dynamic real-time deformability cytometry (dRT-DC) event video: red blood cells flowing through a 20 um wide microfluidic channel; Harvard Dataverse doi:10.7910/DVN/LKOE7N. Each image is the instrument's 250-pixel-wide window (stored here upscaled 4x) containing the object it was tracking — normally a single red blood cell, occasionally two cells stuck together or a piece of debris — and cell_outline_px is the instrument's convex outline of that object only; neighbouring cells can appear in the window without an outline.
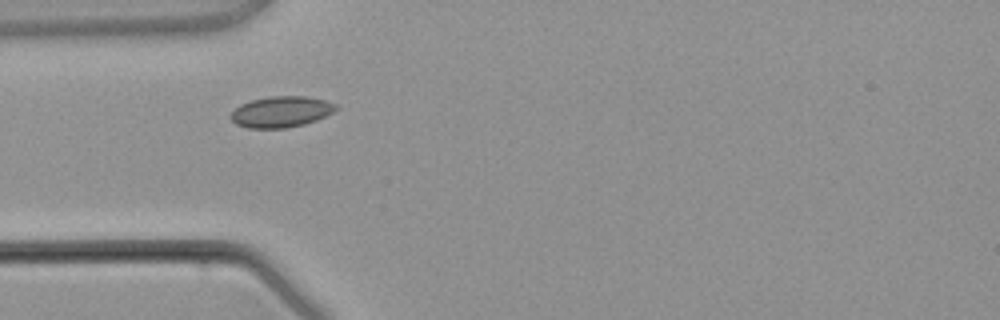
{"species": "common noctule bat (a hibernating species)", "species_latin": "Nyctalus noctula", "temperature_condition": "warm", "stored_images_in_passage": 2, "camera_frame_rate_fps": 3000, "um_per_image_px": 0.085, "animal": {"sex": "male", "body_mass_g": 21.5, "forearm_length_mm": 52.0}, "frame": {"image": 1, "passage_image": 1, "time_ms": 0.0, "image_size_px": [1000, 320], "cell_outline_px": [[340, 108], [316, 120], [304, 124], [284, 128], [248, 128], [236, 124], [228, 116], [240, 104], [252, 100], [268, 96], [304, 96], [324, 100], [336, 104]], "centroid_in_image_um": [23.88, 9.5], "position_along_channel_um": 61.1, "area_um2": 18.96}}
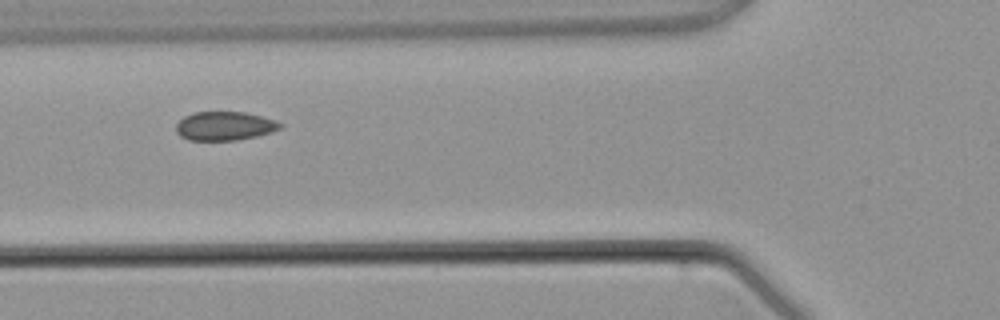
{"frame": {"image": 2, "passage_image": 2, "time_ms": 1.0, "image_size_px": [1000, 320], "cell_outline_px": [[284, 124], [280, 128], [272, 132], [256, 136], [236, 140], [188, 140], [180, 136], [176, 132], [176, 124], [184, 116], [192, 112], [244, 112], [276, 120]], "centroid_in_image_um": [19.08, 10.71], "position_along_channel_um": 106.7, "area_um2": 17.51}}